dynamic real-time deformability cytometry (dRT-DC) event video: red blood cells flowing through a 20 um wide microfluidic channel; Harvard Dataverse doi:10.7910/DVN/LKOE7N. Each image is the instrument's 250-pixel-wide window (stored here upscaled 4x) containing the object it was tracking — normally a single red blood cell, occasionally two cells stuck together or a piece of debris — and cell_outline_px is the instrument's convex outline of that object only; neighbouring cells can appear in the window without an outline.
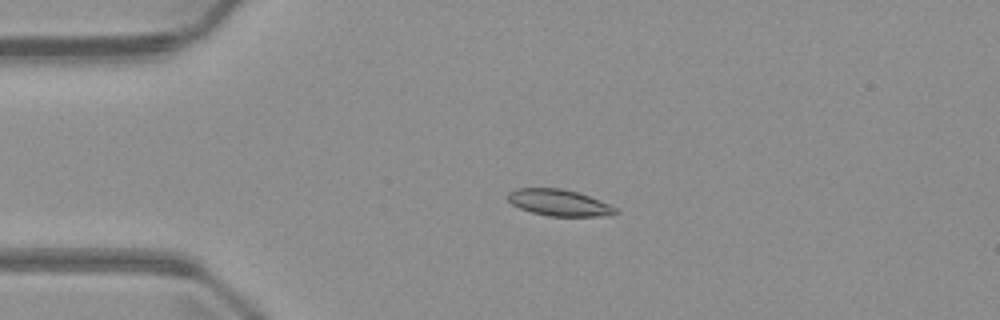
{"species": "common noctule bat (a hibernating species)", "species_latin": "Nyctalus noctula", "temperature_condition": "warm", "stored_images_in_passage": 5, "camera_frame_rate_fps": 3000, "um_per_image_px": 0.085, "animal": {"sex": "male", "body_mass_g": 23.1, "forearm_length_mm": 52.7}, "frame": {"image": 1, "passage_image": 4, "time_ms": 3.667, "image_size_px": [1000, 320], "cell_outline_px": [[620, 212], [612, 216], [548, 216], [532, 212], [520, 208], [512, 204], [508, 200], [508, 192], [516, 188], [560, 188], [580, 192], [600, 200], [616, 208]], "centroid_in_image_um": [47.56, 17.23], "position_along_channel_um": 37.4, "area_um2": 16.76}}